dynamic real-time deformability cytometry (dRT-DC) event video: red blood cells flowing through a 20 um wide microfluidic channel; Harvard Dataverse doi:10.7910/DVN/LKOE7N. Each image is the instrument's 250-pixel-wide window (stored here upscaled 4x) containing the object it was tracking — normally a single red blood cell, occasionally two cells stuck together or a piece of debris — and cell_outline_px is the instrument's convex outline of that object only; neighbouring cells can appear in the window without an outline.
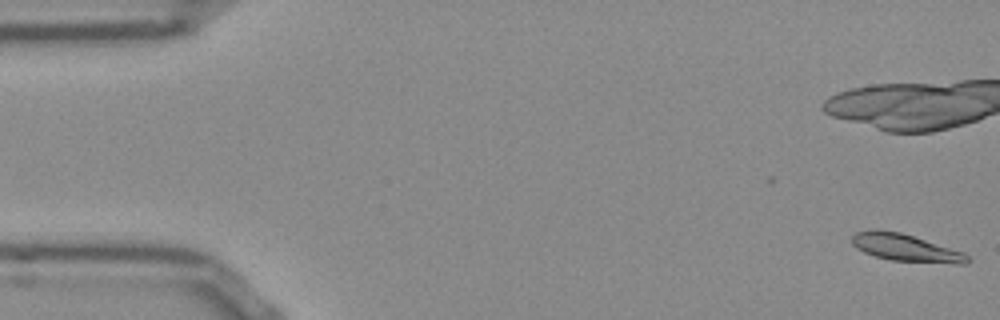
{"species": "Egyptian fruit bat (a non-hibernating species)", "species_latin": "Rousettus aegyptiacus", "temperature_condition": "room temperature", "stored_images_in_passage": 19, "camera_frame_rate_fps": 3000, "um_per_image_px": 0.085, "frame": {"image": 1, "passage_image": 1, "time_ms": 0.0, "image_size_px": [1000, 320], "cell_outline_px": [[972, 260], [964, 264], [960, 264], [892, 260], [876, 256], [864, 252], [852, 244], [852, 236], [856, 232], [876, 228], [900, 232], [964, 252]], "centroid_in_image_um": [76.98, 21.05], "position_along_channel_um": 8.0, "area_um2": 18.26}}